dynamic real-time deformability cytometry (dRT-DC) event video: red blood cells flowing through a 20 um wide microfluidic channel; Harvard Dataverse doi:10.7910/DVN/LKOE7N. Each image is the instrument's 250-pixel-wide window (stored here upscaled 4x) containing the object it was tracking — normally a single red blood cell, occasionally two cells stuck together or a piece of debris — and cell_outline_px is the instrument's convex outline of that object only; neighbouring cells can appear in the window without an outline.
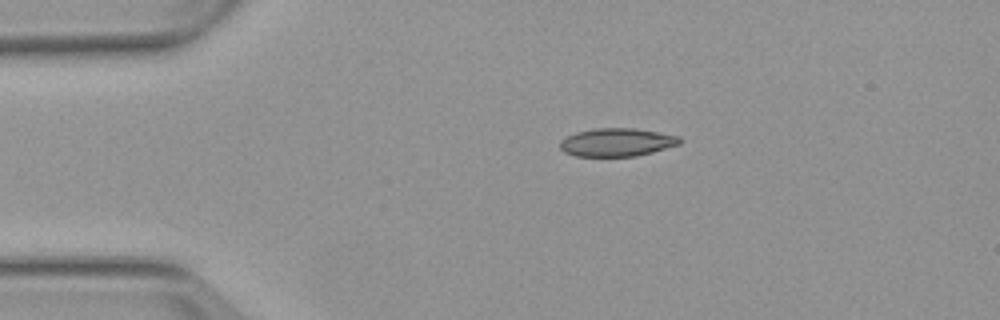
{"species": "Egyptian fruit bat (a non-hibernating species)", "species_latin": "Rousettus aegyptiacus", "temperature_condition": "warm", "stored_images_in_passage": 2, "camera_frame_rate_fps": 3000, "um_per_image_px": 0.085, "animal": {"sex": "female"}, "frame": {"image": 1, "passage_image": 1, "time_ms": 0.0, "image_size_px": [1000, 320], "cell_outline_px": [[680, 144], [652, 152], [636, 156], [576, 156], [564, 152], [560, 148], [560, 140], [576, 132], [596, 128], [636, 128], [680, 136]], "centroid_in_image_um": [52.43, 12.09], "position_along_channel_um": 32.6, "area_um2": 19.59}}